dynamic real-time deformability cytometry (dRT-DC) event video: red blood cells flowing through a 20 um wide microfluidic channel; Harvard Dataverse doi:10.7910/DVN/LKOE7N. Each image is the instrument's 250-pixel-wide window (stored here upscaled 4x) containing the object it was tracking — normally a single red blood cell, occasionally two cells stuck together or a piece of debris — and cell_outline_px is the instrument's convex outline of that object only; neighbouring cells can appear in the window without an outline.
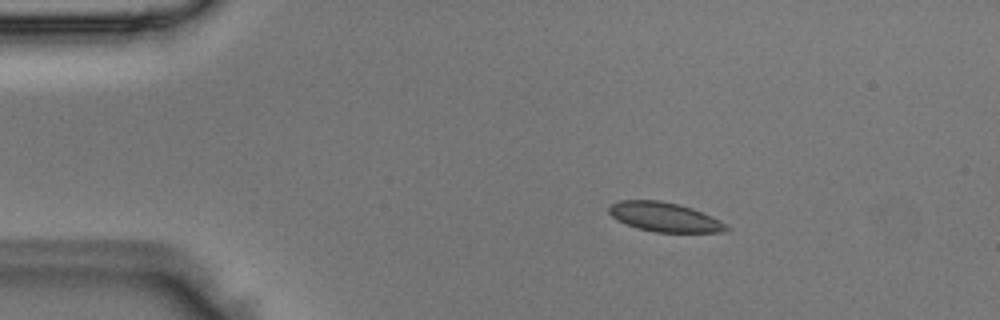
{"species": "Egyptian fruit bat (a non-hibernating species)", "species_latin": "Rousettus aegyptiacus", "temperature_condition": "room temperature", "stored_images_in_passage": 4, "camera_frame_rate_fps": 3000, "um_per_image_px": 0.085, "animal": {"sex": "male"}, "frame": {"image": 1, "passage_image": 1, "time_ms": 0.0, "image_size_px": [1000, 320], "cell_outline_px": [[732, 228], [724, 232], [656, 232], [636, 228], [616, 220], [608, 212], [608, 208], [612, 204], [620, 200], [660, 200], [692, 208], [712, 216], [720, 220]], "centroid_in_image_um": [56.49, 18.45], "position_along_channel_um": 28.5, "area_um2": 20.11}}
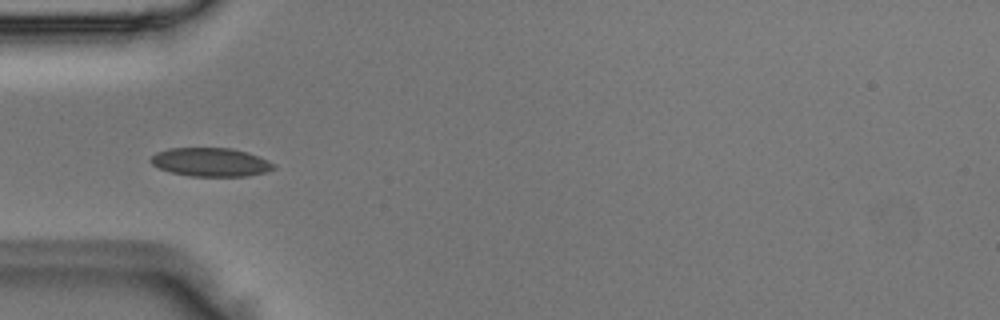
{"frame": {"image": 2, "passage_image": 3, "time_ms": 0.667, "image_size_px": [1000, 320], "cell_outline_px": [[276, 168], [264, 172], [244, 176], [188, 176], [172, 172], [160, 168], [152, 164], [148, 160], [156, 152], [168, 148], [232, 148], [248, 152], [268, 160], [276, 164]], "centroid_in_image_um": [17.91, 13.77], "position_along_channel_um": 67.1, "area_um2": 20.52}}
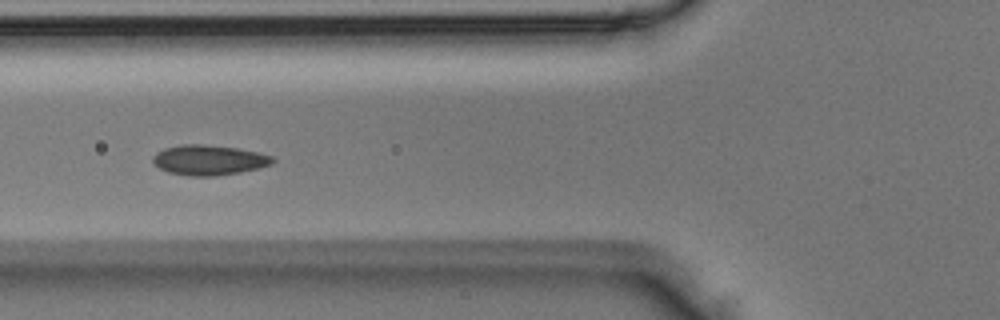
{"frame": {"image": 3, "passage_image": 4, "time_ms": 1.0, "image_size_px": [1000, 320], "cell_outline_px": [[276, 160], [272, 164], [260, 168], [240, 172], [216, 176], [188, 176], [168, 172], [160, 168], [152, 160], [152, 156], [156, 152], [164, 148], [180, 144], [204, 144], [236, 148], [256, 152], [272, 156]], "centroid_in_image_um": [17.75, 13.6], "position_along_channel_um": 108.0, "area_um2": 21.1}}